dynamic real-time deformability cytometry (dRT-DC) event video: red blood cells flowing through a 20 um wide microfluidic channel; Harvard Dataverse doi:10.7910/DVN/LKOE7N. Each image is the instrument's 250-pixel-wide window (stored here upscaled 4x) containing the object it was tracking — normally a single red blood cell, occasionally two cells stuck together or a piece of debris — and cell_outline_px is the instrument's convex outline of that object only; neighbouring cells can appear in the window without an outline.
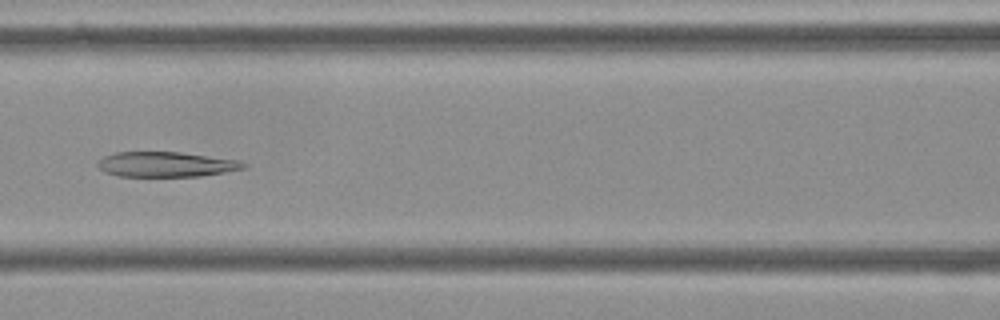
{"species": "Egyptian fruit bat (a non-hibernating species)", "species_latin": "Rousettus aegyptiacus", "temperature_condition": "cold", "stored_images_in_passage": 55, "camera_frame_rate_fps": 3000, "um_per_image_px": 0.085, "frame": {"image": 1, "passage_image": 24, "time_ms": 7.667, "image_size_px": [1000, 320], "cell_outline_px": [[248, 164], [244, 168], [224, 172], [200, 176], [120, 176], [104, 172], [96, 164], [96, 160], [104, 156], [116, 152], [180, 152], [240, 160]], "centroid_in_image_um": [14.09, 13.96], "position_along_channel_um": 152.5, "area_um2": 21.33}}
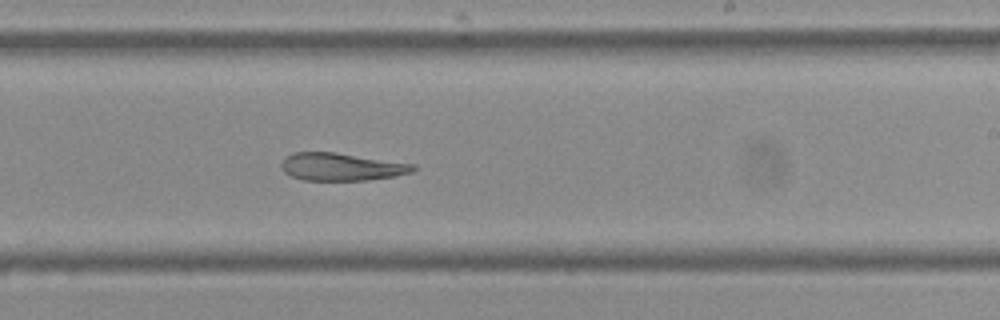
{"frame": {"image": 2, "passage_image": 33, "time_ms": 10.667, "image_size_px": [1000, 320], "cell_outline_px": [[416, 168], [412, 172], [396, 176], [368, 180], [304, 180], [292, 176], [284, 172], [280, 164], [284, 156], [292, 152], [336, 152], [416, 164]], "centroid_in_image_um": [29.02, 14.17], "position_along_channel_um": 260.0, "area_um2": 21.44}}
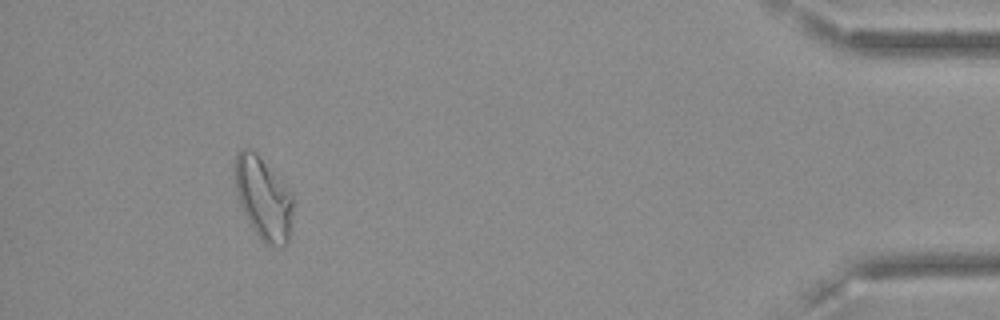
{"frame": {"image": 3, "passage_image": 51, "time_ms": 16.667, "image_size_px": [1000, 320], "cell_outline_px": [[292, 208], [288, 240], [284, 244], [264, 244], [260, 240], [252, 228], [240, 204], [236, 188], [236, 152], [240, 148], [252, 148], [256, 152], [292, 192]], "centroid_in_image_um": [22.37, 16.81], "position_along_channel_um": 412.8, "area_um2": 27.4}}